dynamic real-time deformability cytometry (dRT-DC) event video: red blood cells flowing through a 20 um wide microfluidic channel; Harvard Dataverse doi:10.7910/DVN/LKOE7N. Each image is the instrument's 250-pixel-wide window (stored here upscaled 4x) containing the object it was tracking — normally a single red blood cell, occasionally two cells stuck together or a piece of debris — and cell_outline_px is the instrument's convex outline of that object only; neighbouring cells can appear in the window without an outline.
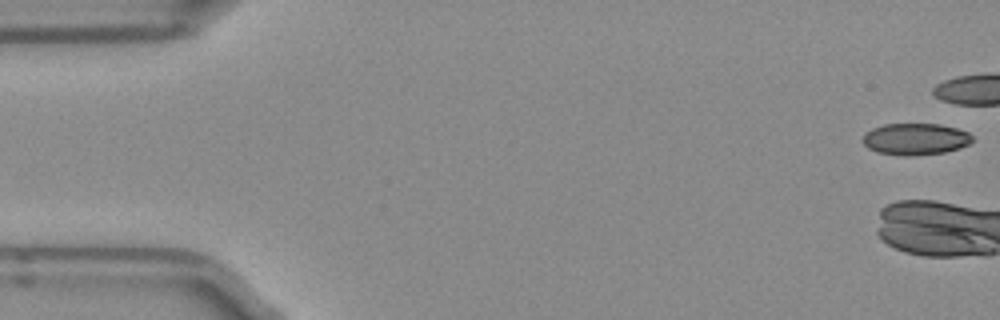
{"species": "Egyptian fruit bat (a non-hibernating species)", "species_latin": "Rousettus aegyptiacus", "temperature_condition": "room temperature", "stored_images_in_passage": 9, "camera_frame_rate_fps": 3000, "um_per_image_px": 0.085, "frame": {"image": 1, "passage_image": 1, "time_ms": 0.0, "image_size_px": [1000, 320], "cell_outline_px": [[972, 140], [968, 144], [960, 148], [944, 152], [912, 156], [900, 156], [876, 152], [868, 148], [860, 140], [872, 128], [884, 124], [940, 124], [956, 128], [968, 132], [972, 136]], "centroid_in_image_um": [77.79, 11.83], "position_along_channel_um": 7.2, "area_um2": 20.29}}